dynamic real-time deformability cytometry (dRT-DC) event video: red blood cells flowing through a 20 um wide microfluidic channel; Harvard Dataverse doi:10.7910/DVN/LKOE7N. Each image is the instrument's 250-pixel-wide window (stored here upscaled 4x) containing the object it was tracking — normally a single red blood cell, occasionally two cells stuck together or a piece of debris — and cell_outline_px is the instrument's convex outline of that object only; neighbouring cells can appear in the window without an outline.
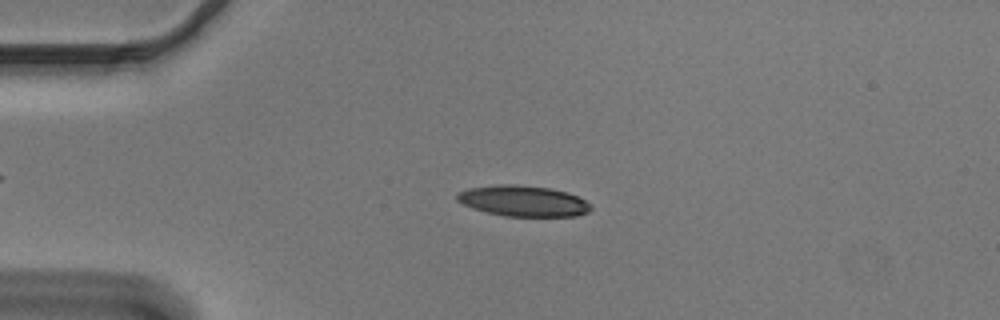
{"species": "Egyptian fruit bat (a non-hibernating species)", "species_latin": "Rousettus aegyptiacus", "temperature_condition": "cold", "stored_images_in_passage": 54, "camera_frame_rate_fps": 3000, "um_per_image_px": 0.085, "animal": {"sex": "male"}, "frame": {"image": 1, "passage_image": 13, "time_ms": 4.0, "image_size_px": [1000, 320], "cell_outline_px": [[592, 208], [588, 212], [576, 216], [504, 216], [472, 208], [456, 200], [456, 192], [468, 188], [496, 184], [516, 184], [548, 188], [568, 192], [592, 204]], "centroid_in_image_um": [44.45, 17.07], "position_along_channel_um": 40.5, "area_um2": 24.1}}
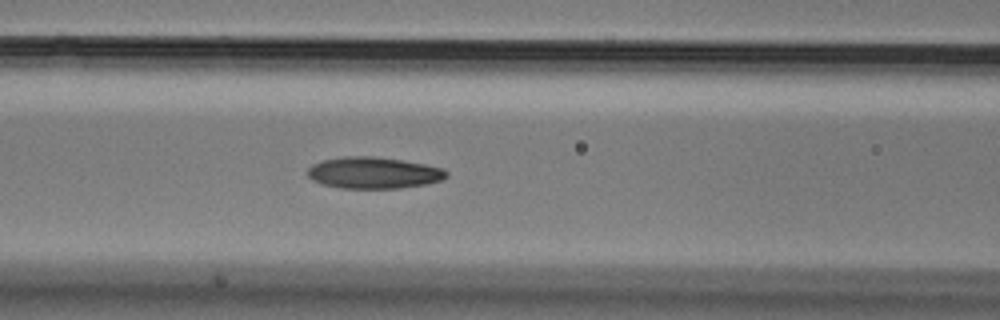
{"frame": {"image": 2, "passage_image": 23, "time_ms": 7.333, "image_size_px": [1000, 320], "cell_outline_px": [[448, 176], [444, 180], [428, 184], [400, 188], [340, 188], [320, 184], [312, 180], [308, 176], [308, 168], [312, 164], [320, 160], [344, 156], [376, 156], [424, 164], [444, 168], [448, 172]], "centroid_in_image_um": [31.76, 14.69], "position_along_channel_um": 134.8, "area_um2": 25.84}}
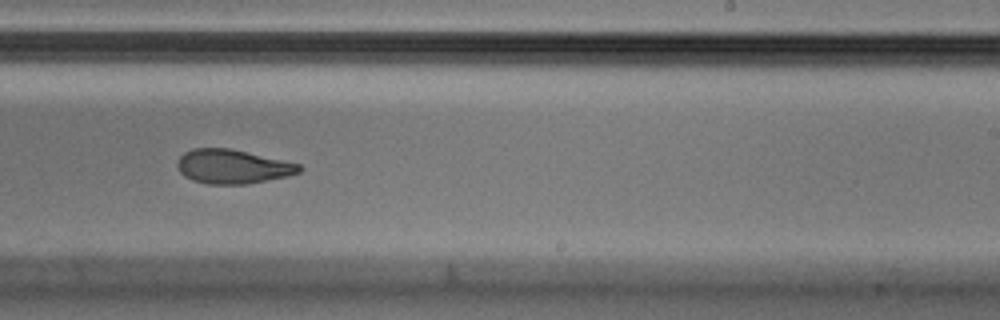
{"frame": {"image": 3, "passage_image": 34, "time_ms": 11.0, "image_size_px": [1000, 320], "cell_outline_px": [[304, 168], [300, 172], [288, 176], [248, 184], [208, 184], [192, 180], [184, 176], [180, 172], [176, 164], [176, 160], [184, 152], [192, 148], [232, 148], [300, 164]], "centroid_in_image_um": [19.76, 14.15], "position_along_channel_um": 269.2, "area_um2": 24.51}, "authors_computed_cell_mechanics": {"area_um2": 24.7962, "velocity_mm_per_s": 3.6739, "shape_relaxation_time_tau1_ms": 10.9995, "shape_relaxation_time_tau2_ms": 3.6303, "deformation_change_tau1": 0.2563, "deformation_change_tau2": 0.1113}}